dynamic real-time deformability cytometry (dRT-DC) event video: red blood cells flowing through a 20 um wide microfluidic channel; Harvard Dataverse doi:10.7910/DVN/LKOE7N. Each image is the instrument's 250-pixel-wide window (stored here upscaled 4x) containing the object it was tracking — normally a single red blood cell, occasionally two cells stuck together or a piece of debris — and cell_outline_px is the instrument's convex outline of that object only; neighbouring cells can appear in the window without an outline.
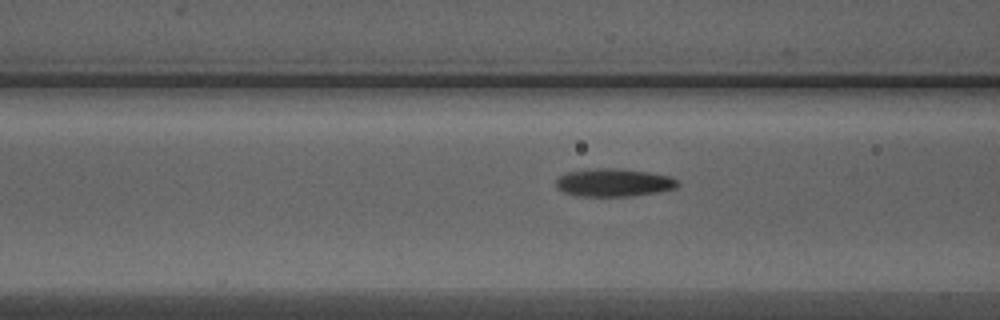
{"species": "Egyptian fruit bat (a non-hibernating species)", "species_latin": "Rousettus aegyptiacus", "temperature_condition": "warm", "stored_images_in_passage": 16, "camera_frame_rate_fps": 3000, "um_per_image_px": 0.085, "animal": {"sex": "male"}, "frame": {"image": 1, "passage_image": 14, "time_ms": 4.333, "image_size_px": [1000, 320], "cell_outline_px": [[680, 184], [676, 188], [660, 192], [632, 196], [580, 196], [564, 192], [556, 188], [556, 180], [560, 176], [568, 172], [592, 168], [620, 168], [648, 172], [672, 176]], "centroid_in_image_um": [52.2, 15.52], "position_along_channel_um": 114.4, "area_um2": 20.0}}